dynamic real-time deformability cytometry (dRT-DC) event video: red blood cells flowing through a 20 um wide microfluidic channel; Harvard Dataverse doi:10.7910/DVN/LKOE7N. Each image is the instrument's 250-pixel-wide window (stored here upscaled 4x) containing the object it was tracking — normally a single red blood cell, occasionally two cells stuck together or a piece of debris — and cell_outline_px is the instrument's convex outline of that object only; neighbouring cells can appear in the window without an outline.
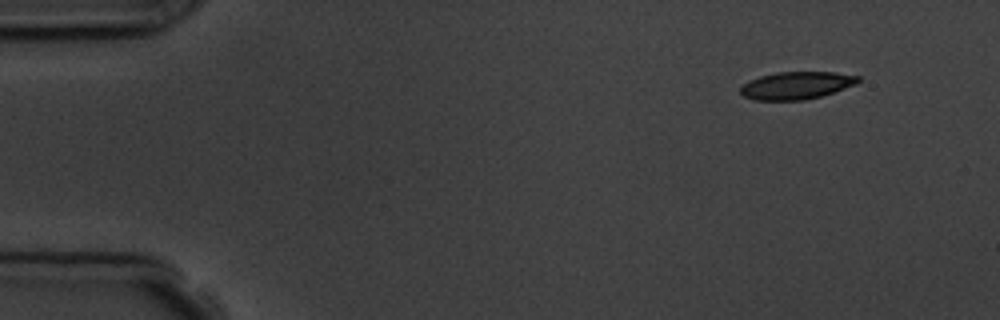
{"species": "common noctule bat (a hibernating species)", "species_latin": "Nyctalus noctula", "temperature_condition": "room temperature", "stored_images_in_passage": 4, "camera_frame_rate_fps": 3000, "um_per_image_px": 0.085, "animal": {"sex": "male", "body_mass_g": 19.5, "forearm_length_mm": 54.6}, "frame": {"image": 1, "passage_image": 1, "time_ms": 0.0, "image_size_px": [1000, 320], "cell_outline_px": [[860, 80], [856, 84], [820, 96], [804, 100], [752, 100], [744, 96], [740, 92], [740, 88], [748, 80], [760, 76], [776, 72], [836, 72], [860, 76]], "centroid_in_image_um": [67.67, 7.25], "position_along_channel_um": 17.3, "area_um2": 18.84}}
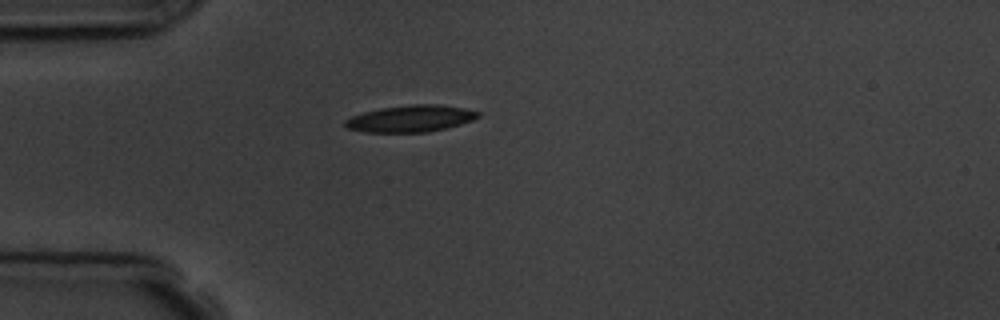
{"frame": {"image": 2, "passage_image": 4, "time_ms": 3.333, "image_size_px": [1000, 320], "cell_outline_px": [[480, 116], [472, 120], [460, 124], [428, 132], [364, 132], [348, 128], [344, 124], [344, 120], [352, 116], [364, 112], [380, 108], [412, 104], [436, 104], [464, 108], [480, 112]], "centroid_in_image_um": [34.89, 10.07], "position_along_channel_um": 50.1, "area_um2": 20.58}}